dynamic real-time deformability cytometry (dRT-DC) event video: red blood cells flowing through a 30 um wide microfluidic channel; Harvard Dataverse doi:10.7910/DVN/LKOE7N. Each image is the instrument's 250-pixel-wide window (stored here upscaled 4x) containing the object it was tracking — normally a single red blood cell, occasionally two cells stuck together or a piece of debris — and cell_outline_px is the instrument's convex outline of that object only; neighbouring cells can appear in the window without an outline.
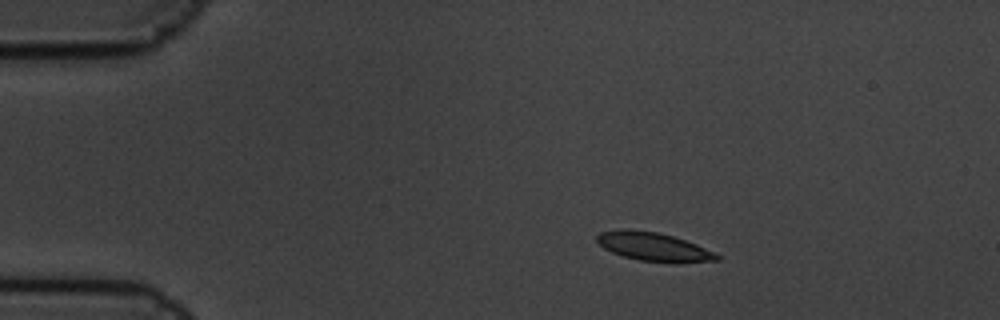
{"species": "common noctule bat (a hibernating species)", "species_latin": "Nyctalus noctula", "temperature_condition": "cold", "stored_images_in_passage": 3, "camera_frame_rate_fps": 3000, "um_per_image_px": 0.085, "animal": {"sex": "male", "body_mass_g": 19.5, "forearm_length_mm": 54.6}, "frame": {"image": 1, "passage_image": 1, "time_ms": 0.0, "image_size_px": [1000, 320], "cell_outline_px": [[720, 260], [668, 264], [640, 260], [624, 256], [612, 252], [604, 248], [596, 240], [596, 236], [600, 232], [620, 228], [628, 228], [656, 232], [672, 236], [696, 244], [716, 252], [720, 256]], "centroid_in_image_um": [55.57, 20.98], "position_along_channel_um": 29.4, "area_um2": 20.29}}